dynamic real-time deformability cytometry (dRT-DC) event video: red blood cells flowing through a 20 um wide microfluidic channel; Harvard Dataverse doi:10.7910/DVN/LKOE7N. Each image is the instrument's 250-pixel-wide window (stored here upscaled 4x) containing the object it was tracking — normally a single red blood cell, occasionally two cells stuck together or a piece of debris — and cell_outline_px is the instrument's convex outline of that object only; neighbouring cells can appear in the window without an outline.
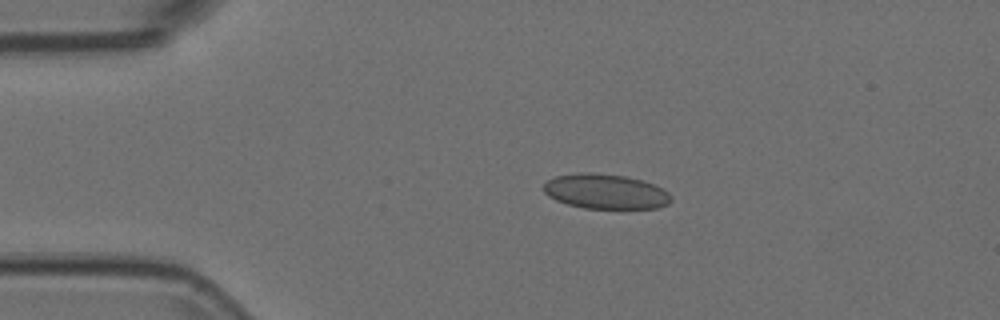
{"species": "Egyptian fruit bat (a non-hibernating species)", "species_latin": "Rousettus aegyptiacus", "temperature_condition": "room temperature", "stored_images_in_passage": 45, "camera_frame_rate_fps": 3000, "um_per_image_px": 0.085, "animal": {"sex": "female"}, "frame": {"image": 1, "passage_image": 1, "time_ms": 0.0, "image_size_px": [1000, 320], "cell_outline_px": [[672, 200], [668, 204], [656, 208], [584, 208], [568, 204], [556, 200], [548, 196], [544, 192], [544, 184], [548, 180], [556, 176], [580, 172], [588, 172], [624, 176], [644, 180], [668, 192]], "centroid_in_image_um": [51.46, 16.27], "position_along_channel_um": 33.5, "area_um2": 25.72}}
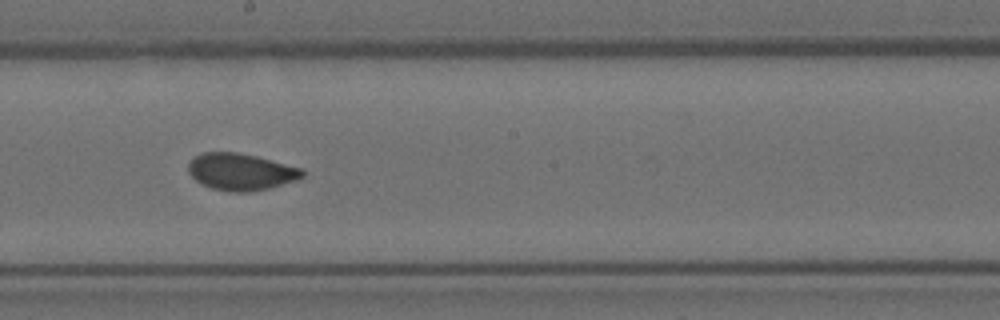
{"frame": {"image": 2, "passage_image": 20, "time_ms": 6.333, "image_size_px": [1000, 320], "cell_outline_px": [[304, 176], [296, 180], [268, 188], [248, 192], [228, 192], [212, 188], [200, 184], [188, 172], [188, 164], [200, 152], [236, 152], [256, 156], [304, 168]], "centroid_in_image_um": [20.47, 14.6], "position_along_channel_um": 227.7, "area_um2": 24.57}}
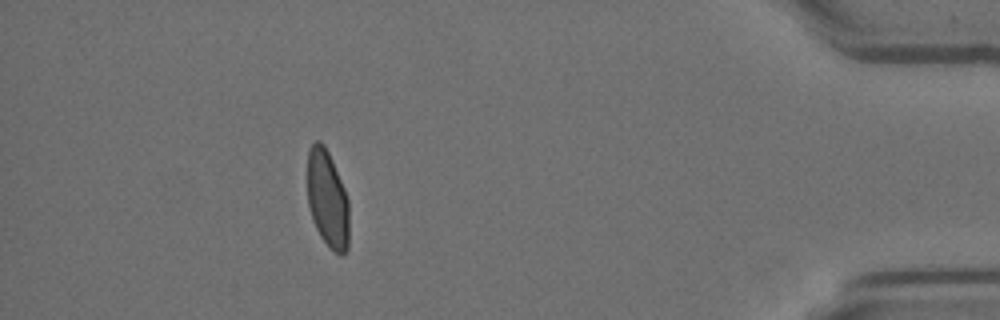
{"frame": {"image": 3, "passage_image": 39, "time_ms": 12.667, "image_size_px": [1000, 320], "cell_outline_px": [[348, 248], [344, 256], [340, 256], [320, 236], [312, 220], [308, 204], [308, 148], [316, 140], [320, 140], [324, 144], [332, 160], [344, 188], [348, 200]], "centroid_in_image_um": [27.83, 16.91], "position_along_channel_um": 407.4, "area_um2": 23.58}}